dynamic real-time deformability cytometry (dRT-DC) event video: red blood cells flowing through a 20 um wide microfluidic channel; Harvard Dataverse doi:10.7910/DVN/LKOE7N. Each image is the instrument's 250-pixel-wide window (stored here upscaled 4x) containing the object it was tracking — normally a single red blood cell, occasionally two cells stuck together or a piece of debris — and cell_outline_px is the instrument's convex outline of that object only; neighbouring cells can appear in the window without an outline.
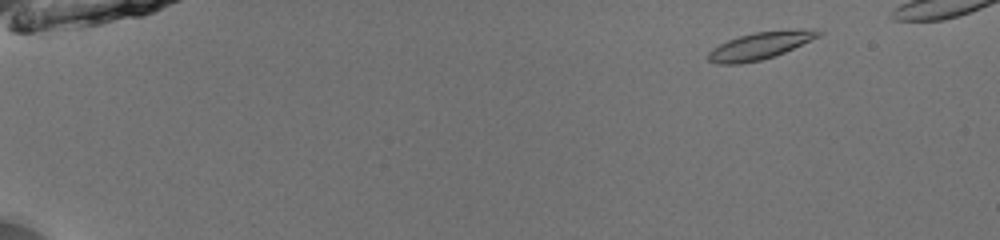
{"species": "common noctule bat (a hibernating species)", "species_latin": "Nyctalus noctula", "temperature_condition": "room temperature", "stored_images_in_passage": 48, "camera_frame_rate_fps": 3000, "um_per_image_px": 0.085, "animal": {"sex": "male", "body_mass_g": 13.0, "forearm_length_mm": 53.1}, "frame": {"image": 1, "passage_image": 3, "time_ms": 0.667, "image_size_px": [1000, 240], "cell_outline_px": [[824, 32], [820, 36], [784, 52], [760, 60], [740, 64], [716, 64], [708, 60], [708, 52], [712, 48], [728, 40], [740, 36], [756, 32], [812, 28], [816, 28]], "centroid_in_image_um": [64.62, 3.87], "position_along_channel_um": 20.4, "area_um2": 17.34}}
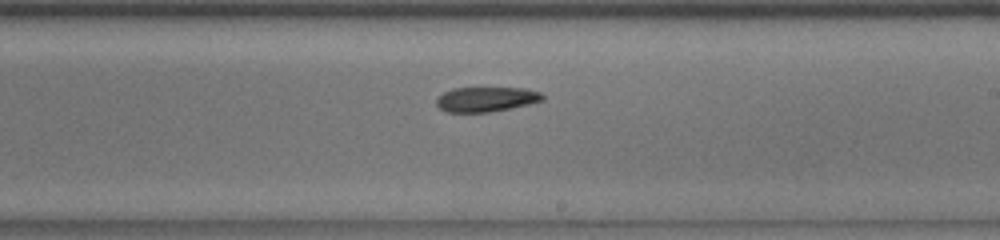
{"frame": {"image": 2, "passage_image": 30, "time_ms": 9.667, "image_size_px": [1000, 240], "cell_outline_px": [[544, 100], [528, 104], [488, 112], [448, 112], [440, 108], [436, 104], [436, 100], [444, 92], [452, 88], [524, 88], [540, 92], [544, 96]], "centroid_in_image_um": [41.32, 8.43], "position_along_channel_um": 247.7, "area_um2": 15.14}}
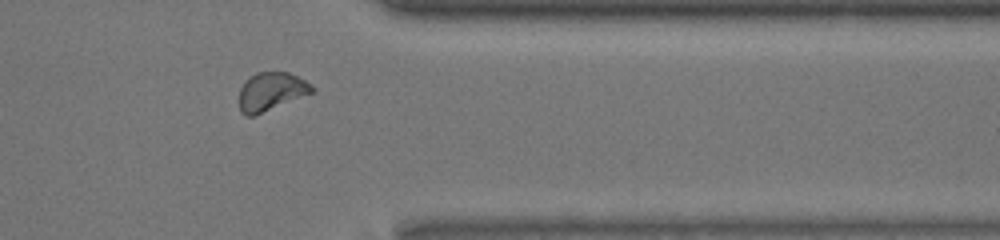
{"frame": {"image": 3, "passage_image": 41, "time_ms": 13.333, "image_size_px": [1000, 240], "cell_outline_px": [[316, 92], [256, 116], [248, 116], [240, 112], [240, 88], [244, 80], [248, 76], [256, 72], [288, 72], [312, 84], [316, 88]], "centroid_in_image_um": [23.07, 7.79], "position_along_channel_um": 388.3, "area_um2": 16.76}}